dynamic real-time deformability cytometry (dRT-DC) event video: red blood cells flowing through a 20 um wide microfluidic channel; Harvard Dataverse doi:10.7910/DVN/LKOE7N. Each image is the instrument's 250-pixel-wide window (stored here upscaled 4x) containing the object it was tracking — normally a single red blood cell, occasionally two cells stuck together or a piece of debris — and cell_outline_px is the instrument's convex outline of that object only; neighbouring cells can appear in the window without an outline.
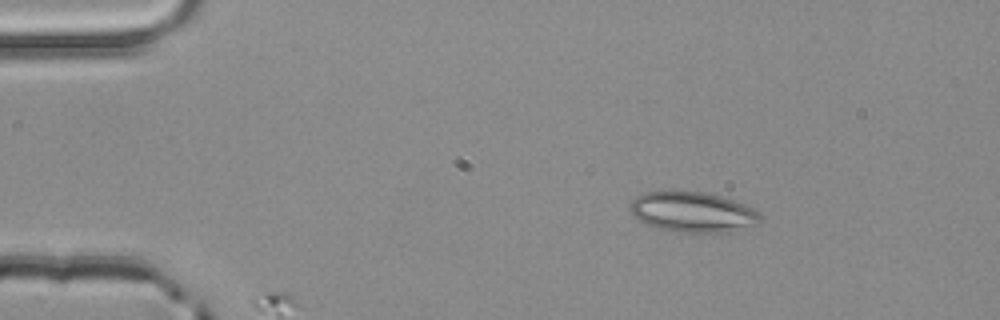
{"species": "common noctule bat (a hibernating species)", "species_latin": "Nyctalus noctula", "temperature_condition": "room temperature", "stored_images_in_passage": 2, "segment_of_instrument_passage": [2, 2], "camera_frame_rate_fps": 3000, "um_per_image_px": 0.085, "animal": {"sex": "male", "body_mass_g": 20.4}, "frame": {"image": 1, "passage_image": 2, "time_ms": 0.333, "image_size_px": [1000, 320], "cell_outline_px": [[764, 220], [760, 224], [728, 232], [680, 232], [656, 228], [644, 224], [632, 212], [628, 204], [636, 196], [644, 192], [704, 192], [720, 196], [744, 204], [760, 212], [764, 216]], "centroid_in_image_um": [58.93, 18.04], "position_along_channel_um": 26.1, "area_um2": 30.63}}